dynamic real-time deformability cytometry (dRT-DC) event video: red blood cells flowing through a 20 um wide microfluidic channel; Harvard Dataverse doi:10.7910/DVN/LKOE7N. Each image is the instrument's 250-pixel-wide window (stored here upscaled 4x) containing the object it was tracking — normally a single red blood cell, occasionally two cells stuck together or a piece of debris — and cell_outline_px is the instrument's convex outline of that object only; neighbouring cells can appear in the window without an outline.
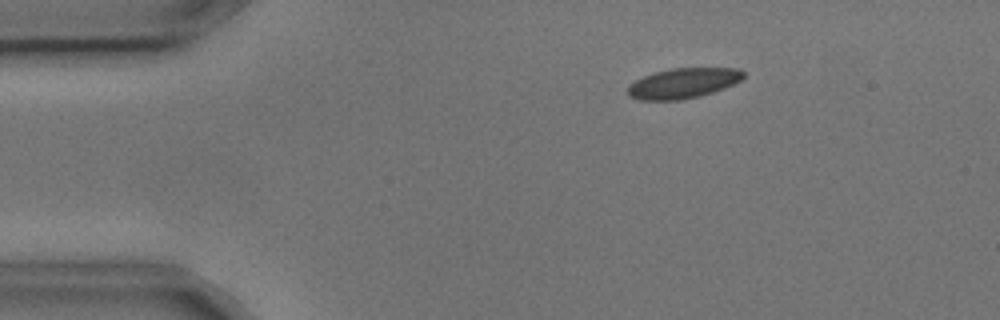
{"species": "common noctule bat (a hibernating species)", "species_latin": "Nyctalus noctula", "temperature_condition": "cold", "stored_images_in_passage": 5, "camera_frame_rate_fps": 3000, "um_per_image_px": 0.085, "animal": {"sex": "male", "body_mass_g": 17.9, "forearm_length_mm": 54.2}, "frame": {"image": 1, "passage_image": 3, "time_ms": 0.667, "image_size_px": [1000, 320], "cell_outline_px": [[744, 76], [740, 80], [724, 88], [700, 96], [680, 100], [640, 100], [628, 96], [628, 84], [644, 76], [656, 72], [672, 68], [740, 68], [744, 72]], "centroid_in_image_um": [58.05, 7.07], "position_along_channel_um": 26.9, "area_um2": 20.29}}
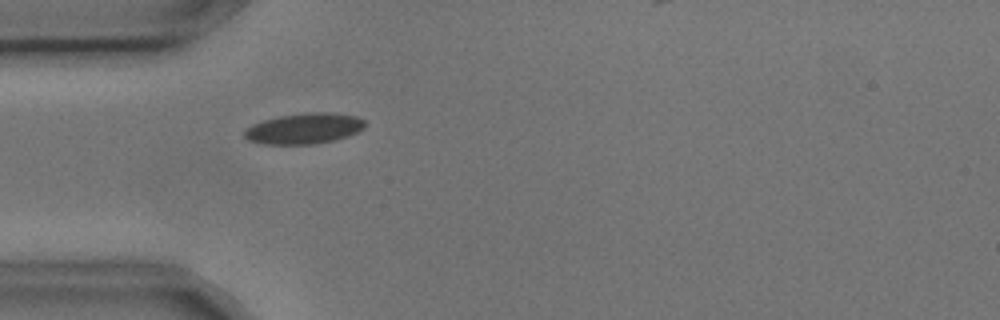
{"frame": {"image": 2, "passage_image": 5, "time_ms": 1.333, "image_size_px": [1000, 320], "cell_outline_px": [[364, 128], [348, 136], [332, 140], [312, 144], [260, 144], [248, 140], [244, 136], [244, 128], [252, 124], [264, 120], [280, 116], [304, 112], [332, 112], [356, 116], [364, 120]], "centroid_in_image_um": [25.81, 10.91], "position_along_channel_um": 59.2, "area_um2": 21.62}}